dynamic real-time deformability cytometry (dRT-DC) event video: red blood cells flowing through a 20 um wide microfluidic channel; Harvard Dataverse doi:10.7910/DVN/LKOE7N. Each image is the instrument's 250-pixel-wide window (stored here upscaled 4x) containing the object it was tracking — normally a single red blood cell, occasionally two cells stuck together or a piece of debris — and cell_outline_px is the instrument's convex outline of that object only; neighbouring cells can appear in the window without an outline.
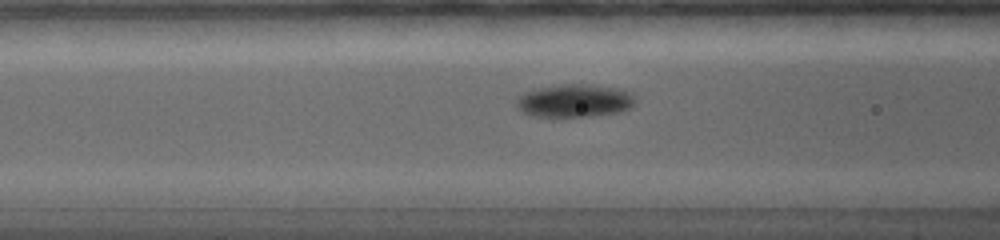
{"species": "common noctule bat (a hibernating species)", "species_latin": "Nyctalus noctula", "temperature_condition": "warm", "stored_images_in_passage": 51, "camera_frame_rate_fps": 5000, "um_per_image_px": 0.085, "animal": {"sex": "female", "body_mass_g": 19.0, "forearm_length_mm": 56.7}, "frame": {"image": 1, "passage_image": 17, "time_ms": 4.8, "image_size_px": [1000, 240], "cell_outline_px": [[632, 108], [620, 112], [592, 116], [552, 120], [532, 116], [520, 112], [516, 104], [520, 96], [524, 92], [540, 88], [560, 84], [588, 84], [612, 88], [624, 92], [632, 96]], "centroid_in_image_um": [48.72, 8.63], "position_along_channel_um": 117.9, "area_um2": 23.18}}
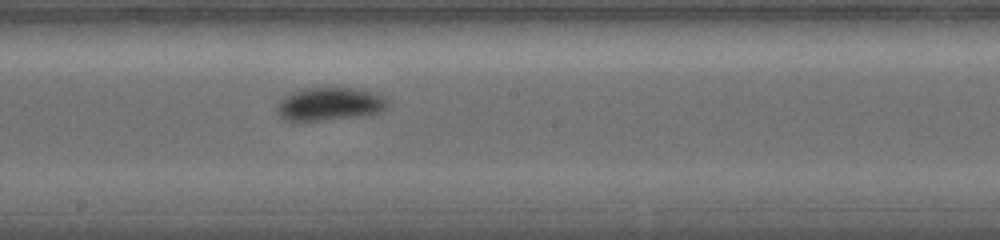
{"frame": {"image": 2, "passage_image": 26, "time_ms": 7.6, "image_size_px": [1000, 240], "cell_outline_px": [[388, 100], [384, 108], [376, 112], [352, 116], [316, 120], [288, 120], [280, 116], [280, 100], [284, 96], [304, 88], [352, 88], [376, 92], [384, 96]], "centroid_in_image_um": [28.04, 8.8], "position_along_channel_um": 220.2, "area_um2": 20.4}}
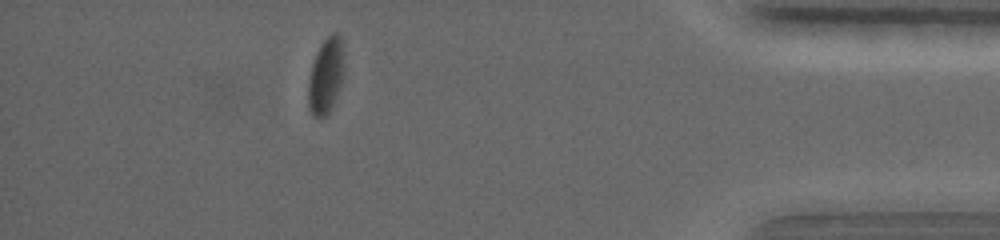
{"frame": {"image": 3, "passage_image": 47, "time_ms": 14.0, "image_size_px": [1000, 240], "cell_outline_px": [[344, 76], [328, 108], [320, 116], [312, 112], [308, 96], [308, 84], [312, 64], [316, 52], [320, 44], [332, 32], [336, 32], [340, 36], [344, 52]], "centroid_in_image_um": [27.72, 6.25], "position_along_channel_um": 407.5, "area_um2": 15.03}, "authors_computed_cell_mechanics": {"area_um2": 19.4208, "velocity_mm_per_s": 3.6759, "shape_relaxation_time_tau1_ms": 1.1279, "shape_relaxation_time_tau2_ms": null, "deformation_change_tau1": 0.1179, "deformation_change_tau2": null}}